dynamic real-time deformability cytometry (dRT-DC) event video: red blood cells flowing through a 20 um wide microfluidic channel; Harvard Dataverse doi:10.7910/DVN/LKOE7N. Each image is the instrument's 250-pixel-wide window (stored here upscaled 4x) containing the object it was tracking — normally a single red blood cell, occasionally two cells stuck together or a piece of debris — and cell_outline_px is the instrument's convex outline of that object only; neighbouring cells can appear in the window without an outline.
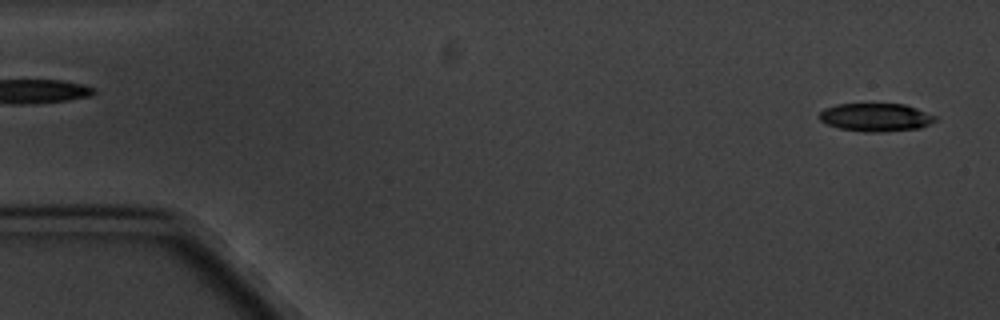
{"species": "common noctule bat (a hibernating species)", "species_latin": "Nyctalus noctula", "temperature_condition": "cold", "stored_images_in_passage": 5, "segment_of_instrument_passage": [2, 2], "camera_frame_rate_fps": 3000, "um_per_image_px": 0.085, "animal": {"sex": "male", "body_mass_g": 20.1, "forearm_length_mm": 53.5}, "frame": {"image": 1, "passage_image": 5, "time_ms": 5.667, "image_size_px": [1000, 320], "cell_outline_px": [[936, 120], [920, 128], [880, 132], [864, 132], [840, 128], [828, 124], [820, 120], [820, 112], [824, 108], [836, 104], [904, 104], [916, 108], [936, 116]], "centroid_in_image_um": [74.43, 9.97], "position_along_channel_um": 10.6, "area_um2": 18.84}}